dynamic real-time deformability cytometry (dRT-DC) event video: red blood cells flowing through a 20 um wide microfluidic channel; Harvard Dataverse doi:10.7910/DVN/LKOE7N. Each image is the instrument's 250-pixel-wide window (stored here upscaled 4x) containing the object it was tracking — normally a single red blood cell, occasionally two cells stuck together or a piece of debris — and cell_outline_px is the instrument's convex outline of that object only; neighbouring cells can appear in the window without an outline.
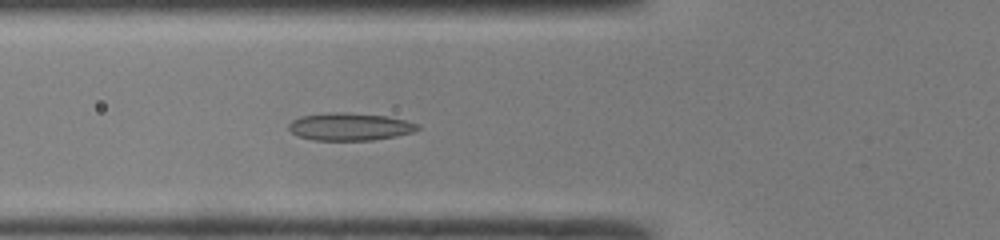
{"species": "common noctule bat (a hibernating species)", "species_latin": "Nyctalus noctula", "temperature_condition": "room temperature", "stored_images_in_passage": 35, "camera_frame_rate_fps": 3000, "um_per_image_px": 0.085, "animal": {"sex": "male", "body_mass_g": 19.0, "forearm_length_mm": 50.8}, "frame": {"image": 1, "passage_image": 5, "time_ms": 1.333, "image_size_px": [1000, 240], "cell_outline_px": [[420, 128], [412, 132], [396, 136], [372, 140], [316, 140], [300, 136], [292, 132], [288, 128], [288, 124], [292, 120], [300, 116], [328, 112], [344, 112], [388, 116], [420, 124]], "centroid_in_image_um": [29.74, 10.76], "position_along_channel_um": 96.1, "area_um2": 20.69}}
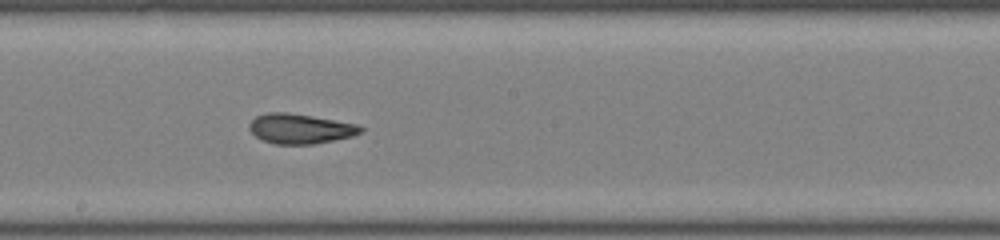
{"frame": {"image": 2, "passage_image": 14, "time_ms": 4.333, "image_size_px": [1000, 240], "cell_outline_px": [[364, 128], [360, 132], [352, 136], [312, 144], [272, 144], [260, 140], [248, 128], [248, 124], [256, 116], [268, 112], [288, 112], [312, 116], [356, 124]], "centroid_in_image_um": [25.45, 10.94], "position_along_channel_um": 222.7, "area_um2": 19.31}}
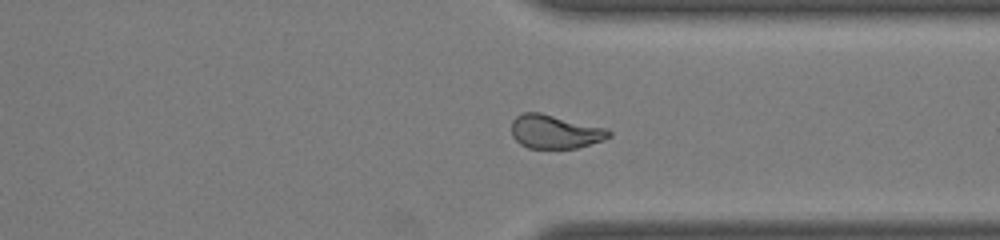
{"frame": {"image": 3, "passage_image": 24, "time_ms": 7.667, "image_size_px": [1000, 240], "cell_outline_px": [[612, 136], [604, 140], [576, 148], [528, 148], [520, 144], [512, 136], [512, 120], [516, 116], [524, 112], [540, 112], [608, 128], [612, 132]], "centroid_in_image_um": [47.2, 11.19], "position_along_channel_um": 364.2, "area_um2": 19.31}, "authors_computed_cell_mechanics": {"area_um2": 19.7098, "velocity_mm_per_s": 4.2254, "shape_relaxation_time_tau1_ms": null, "shape_relaxation_time_tau2_ms": 2.1427, "deformation_change_tau1": null, "deformation_change_tau2": 0.085}}